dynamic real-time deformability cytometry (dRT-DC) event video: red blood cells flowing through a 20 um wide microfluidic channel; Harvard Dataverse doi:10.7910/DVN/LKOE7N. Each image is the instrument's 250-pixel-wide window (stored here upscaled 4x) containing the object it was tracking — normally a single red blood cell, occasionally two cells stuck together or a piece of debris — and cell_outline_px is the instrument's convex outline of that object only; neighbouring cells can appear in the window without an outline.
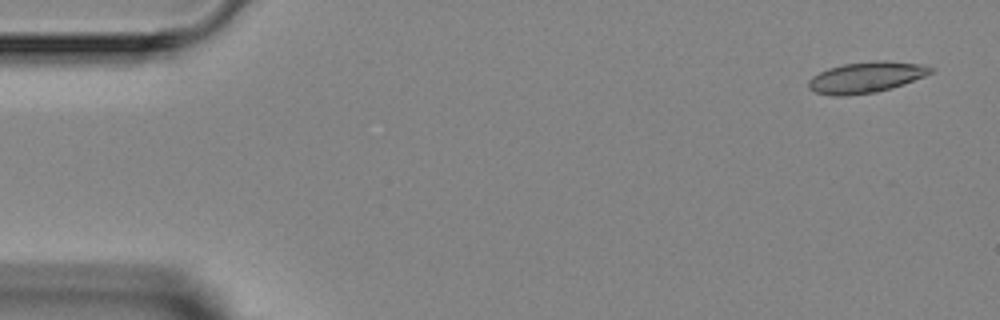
{"species": "Egyptian fruit bat (a non-hibernating species)", "species_latin": "Rousettus aegyptiacus", "temperature_condition": "room temperature", "stored_images_in_passage": 3, "camera_frame_rate_fps": 3000, "um_per_image_px": 0.085, "animal": {"sex": "female"}, "frame": {"image": 1, "passage_image": 3, "time_ms": 2.333, "image_size_px": [1000, 320], "cell_outline_px": [[932, 72], [924, 76], [904, 84], [892, 88], [876, 92], [844, 96], [832, 96], [816, 92], [808, 88], [808, 80], [812, 76], [828, 68], [844, 64], [872, 60], [884, 60], [920, 64], [932, 68]], "centroid_in_image_um": [73.58, 6.57], "position_along_channel_um": 11.4, "area_um2": 22.02}}